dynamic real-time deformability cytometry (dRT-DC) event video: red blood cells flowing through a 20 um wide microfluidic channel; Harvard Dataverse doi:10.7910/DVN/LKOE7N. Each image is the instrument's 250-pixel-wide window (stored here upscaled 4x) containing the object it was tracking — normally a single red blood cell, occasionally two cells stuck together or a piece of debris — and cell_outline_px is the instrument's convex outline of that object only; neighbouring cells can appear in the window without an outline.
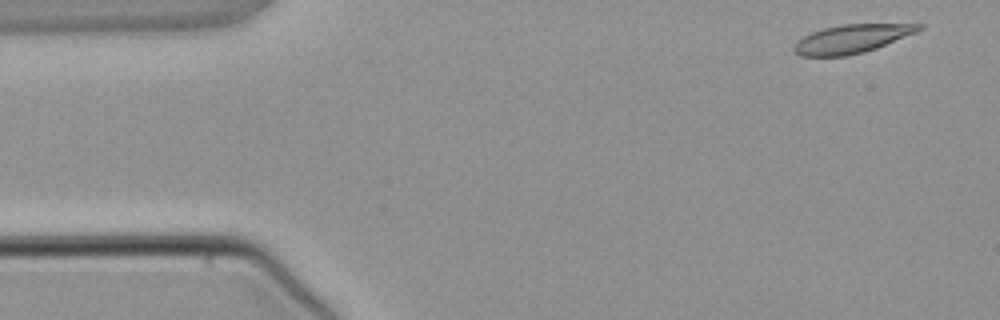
{"species": "common noctule bat (a hibernating species)", "species_latin": "Nyctalus noctula", "temperature_condition": "warm", "stored_images_in_passage": 3, "camera_frame_rate_fps": 3000, "um_per_image_px": 0.085, "animal": {"sex": "male", "body_mass_g": 21.5, "forearm_length_mm": 52.0}, "frame": {"image": 1, "passage_image": 1, "time_ms": 0.0, "image_size_px": [1000, 320], "cell_outline_px": [[924, 28], [916, 32], [876, 48], [864, 52], [848, 56], [800, 56], [792, 52], [792, 48], [796, 40], [812, 32], [824, 28], [844, 24], [924, 24]], "centroid_in_image_um": [72.35, 3.31], "position_along_channel_um": 12.7, "area_um2": 20.75}}
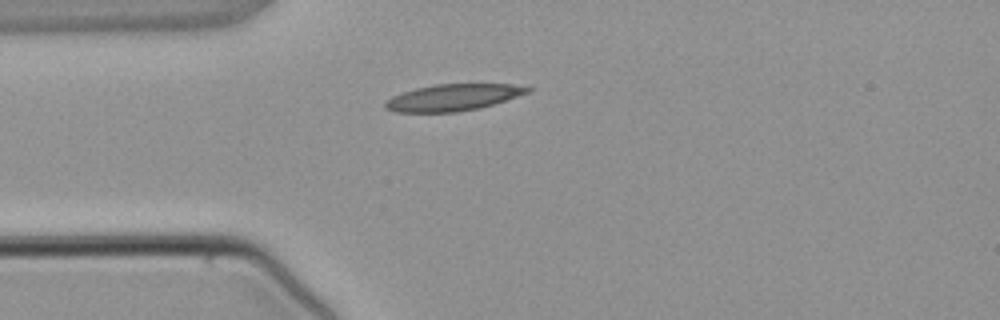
{"frame": {"image": 2, "passage_image": 3, "time_ms": 2.667, "image_size_px": [1000, 320], "cell_outline_px": [[532, 88], [528, 92], [480, 108], [456, 112], [396, 112], [384, 108], [384, 104], [392, 96], [416, 88], [436, 84], [512, 84]], "centroid_in_image_um": [38.47, 8.28], "position_along_channel_um": 46.5, "area_um2": 21.73}}